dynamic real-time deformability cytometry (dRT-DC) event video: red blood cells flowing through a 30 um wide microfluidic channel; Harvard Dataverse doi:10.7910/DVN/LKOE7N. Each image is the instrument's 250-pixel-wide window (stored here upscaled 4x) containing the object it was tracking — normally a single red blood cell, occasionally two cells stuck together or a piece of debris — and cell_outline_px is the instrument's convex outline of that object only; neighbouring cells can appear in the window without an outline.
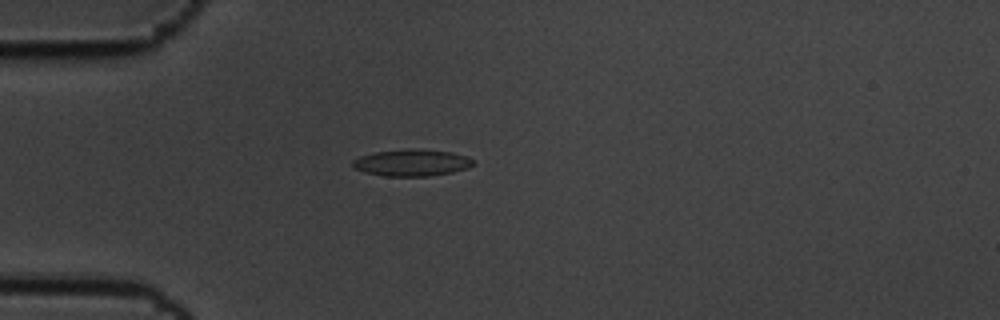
{"species": "common noctule bat (a hibernating species)", "species_latin": "Nyctalus noctula", "temperature_condition": "cold", "stored_images_in_passage": 10, "camera_frame_rate_fps": 3000, "um_per_image_px": 0.085, "animal": {"sex": "male", "body_mass_g": 19.5, "forearm_length_mm": 54.6}, "frame": {"image": 1, "passage_image": 3, "time_ms": 0.667, "image_size_px": [1000, 320], "cell_outline_px": [[476, 160], [468, 168], [452, 172], [428, 176], [384, 176], [364, 172], [352, 168], [352, 160], [360, 156], [376, 152], [408, 148], [416, 148], [452, 152], [468, 156]], "centroid_in_image_um": [35.0, 13.82], "position_along_channel_um": 50.0, "area_um2": 19.02}}
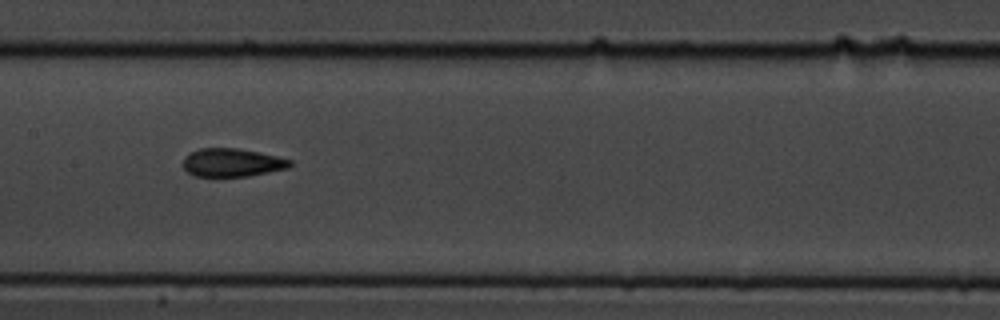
{"frame": {"image": 2, "passage_image": 7, "time_ms": 2.0, "image_size_px": [1000, 320], "cell_outline_px": [[292, 164], [288, 168], [248, 176], [192, 176], [184, 168], [184, 160], [192, 152], [200, 148], [236, 148], [260, 152], [292, 160]], "centroid_in_image_um": [19.76, 13.82], "position_along_channel_um": 187.6, "area_um2": 17.4}}
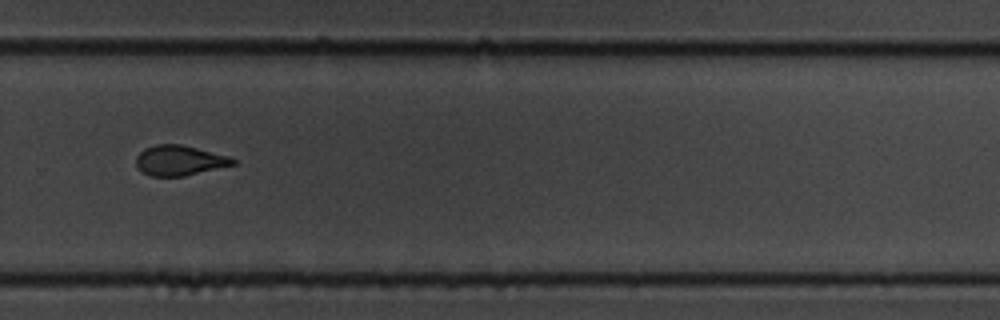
{"frame": {"image": 3, "passage_image": 10, "time_ms": 3.0, "image_size_px": [1000, 320], "cell_outline_px": [[236, 164], [184, 176], [148, 176], [140, 172], [136, 168], [136, 156], [144, 148], [156, 144], [180, 144], [228, 156], [236, 160]], "centroid_in_image_um": [15.19, 13.65], "position_along_channel_um": 314.6, "area_um2": 17.05}}